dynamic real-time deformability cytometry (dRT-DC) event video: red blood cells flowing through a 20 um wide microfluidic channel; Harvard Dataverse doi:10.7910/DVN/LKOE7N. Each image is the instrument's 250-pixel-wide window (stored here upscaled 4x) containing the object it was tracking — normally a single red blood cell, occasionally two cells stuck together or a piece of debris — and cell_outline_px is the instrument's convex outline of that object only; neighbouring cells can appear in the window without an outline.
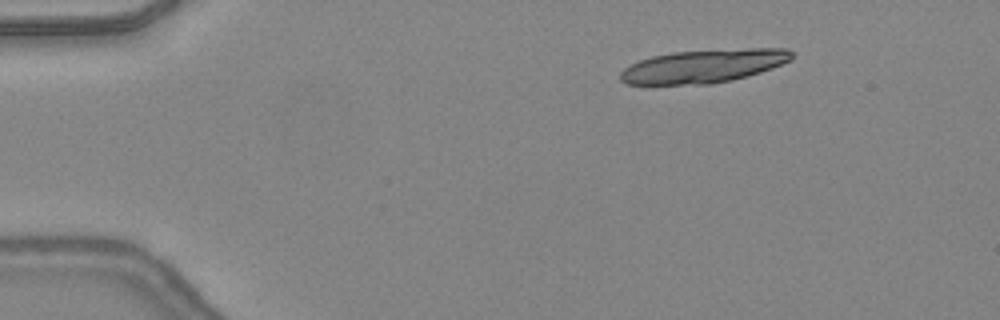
{"species": "common noctule bat (a hibernating species)", "species_latin": "Nyctalus noctula", "temperature_condition": "warm", "stored_images_in_passage": 11, "camera_frame_rate_fps": 3000, "um_per_image_px": 0.085, "animal": {"sex": "female", "body_mass_g": 24.6, "forearm_length_mm": 56.2}, "frame": {"image": 1, "passage_image": 1, "time_ms": 0.0, "image_size_px": [1000, 320], "cell_outline_px": [[792, 60], [772, 68], [748, 76], [732, 80], [708, 84], [624, 84], [620, 80], [620, 72], [624, 68], [640, 60], [652, 56], [672, 52], [748, 48], [788, 48], [792, 52]], "centroid_in_image_um": [59.82, 5.61], "position_along_channel_um": 25.2, "area_um2": 33.29}}